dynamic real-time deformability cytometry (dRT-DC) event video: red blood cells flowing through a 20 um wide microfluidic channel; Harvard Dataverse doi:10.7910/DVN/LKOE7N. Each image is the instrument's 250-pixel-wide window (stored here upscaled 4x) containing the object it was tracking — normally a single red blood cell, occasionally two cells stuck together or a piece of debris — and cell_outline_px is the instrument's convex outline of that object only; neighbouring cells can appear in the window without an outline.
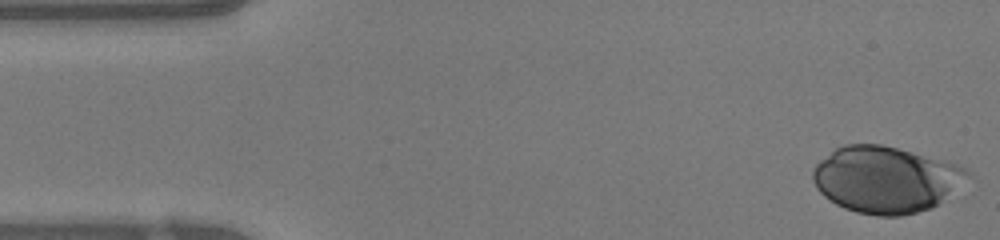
{"species": "human", "species_latin": "Homo sapiens", "temperature_condition": "warm", "stored_images_in_passage": 38, "camera_frame_rate_fps": 3000, "um_per_image_px": 0.085, "donor": {"sex": "female"}, "frame": {"image": 1, "passage_image": 1, "time_ms": 0.0, "image_size_px": [1000, 240], "cell_outline_px": [[972, 176], [932, 208], [900, 216], [880, 216], [856, 212], [844, 208], [836, 204], [824, 196], [816, 188], [812, 180], [812, 168], [820, 160], [836, 148], [844, 144], [880, 144], [896, 148], [956, 164], [972, 172]], "centroid_in_image_um": [75.26, 15.26], "position_along_channel_um": 9.7, "area_um2": 59.59}}
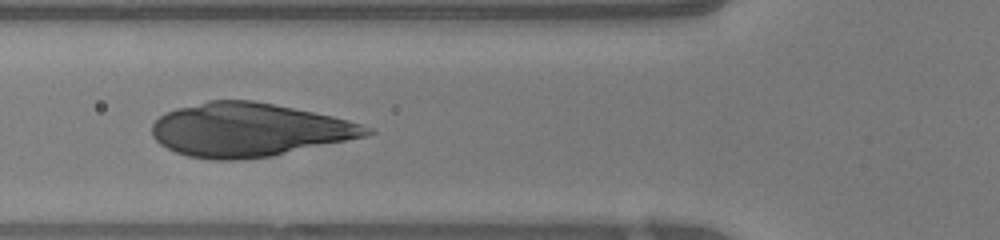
{"frame": {"image": 2, "passage_image": 16, "time_ms": 5.0, "image_size_px": [1000, 240], "cell_outline_px": [[376, 132], [368, 136], [272, 156], [240, 160], [212, 160], [188, 156], [176, 152], [160, 144], [152, 136], [152, 124], [160, 116], [176, 108], [208, 100], [252, 100], [332, 116], [348, 120], [372, 128]], "centroid_in_image_um": [21.16, 11.04], "position_along_channel_um": 104.6, "area_um2": 66.82}}
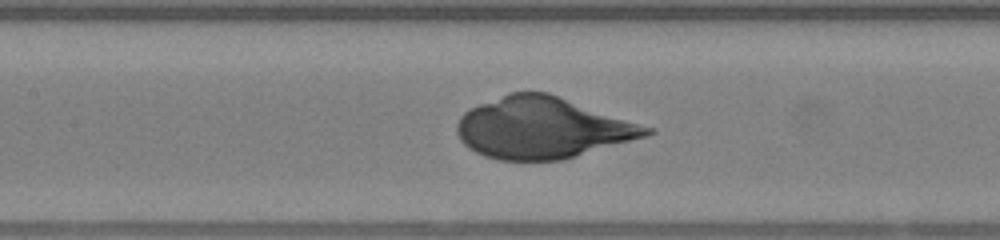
{"frame": {"image": 3, "passage_image": 20, "time_ms": 6.333, "image_size_px": [1000, 240], "cell_outline_px": [[656, 132], [648, 136], [564, 160], [500, 160], [484, 156], [468, 148], [460, 140], [456, 132], [456, 124], [460, 116], [464, 112], [480, 104], [508, 92], [548, 92], [652, 128]], "centroid_in_image_um": [46.09, 10.88], "position_along_channel_um": 161.3, "area_um2": 67.57}}